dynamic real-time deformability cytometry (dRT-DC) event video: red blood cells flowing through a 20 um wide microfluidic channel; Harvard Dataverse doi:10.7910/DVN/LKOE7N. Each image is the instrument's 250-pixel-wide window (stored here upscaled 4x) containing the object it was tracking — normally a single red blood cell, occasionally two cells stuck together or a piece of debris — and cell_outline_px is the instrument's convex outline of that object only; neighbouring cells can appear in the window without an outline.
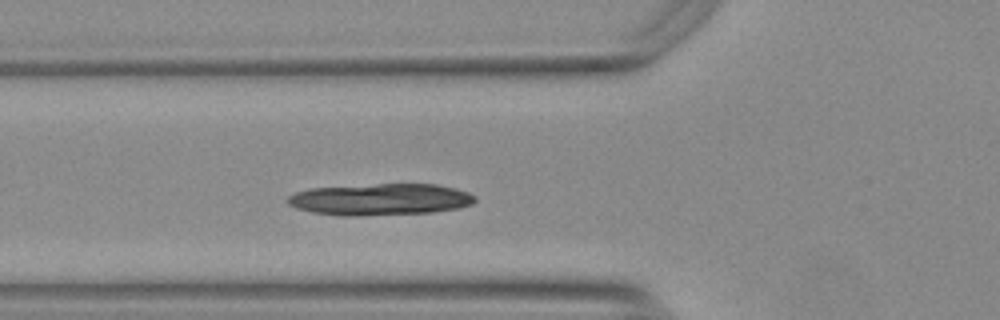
{"species": "Egyptian fruit bat (a non-hibernating species)", "species_latin": "Rousettus aegyptiacus", "temperature_condition": "warm", "stored_images_in_passage": 40, "camera_frame_rate_fps": 3000, "um_per_image_px": 0.085, "animal": {"sex": "female"}, "frame": {"image": 1, "passage_image": 7, "time_ms": 2.0, "image_size_px": [1000, 320], "cell_outline_px": [[476, 200], [472, 204], [456, 208], [432, 212], [356, 216], [340, 216], [312, 212], [296, 208], [288, 204], [284, 200], [288, 196], [296, 192], [312, 188], [376, 184], [436, 184], [456, 188], [468, 192], [476, 196]], "centroid_in_image_um": [32.31, 16.95], "position_along_channel_um": 93.5, "area_um2": 34.62}}
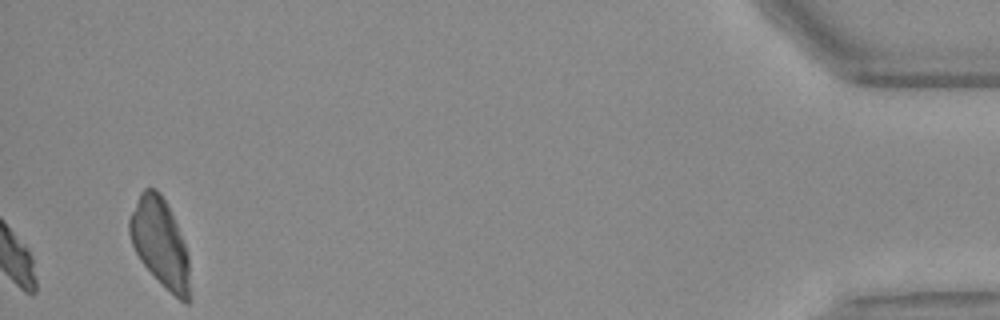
{"frame": {"image": 2, "passage_image": 40, "time_ms": 13.0, "image_size_px": [1000, 320], "cell_outline_px": [[192, 300], [188, 304], [184, 304], [140, 260], [132, 244], [128, 232], [128, 216], [140, 192], [144, 188], [156, 188], [160, 192], [176, 224], [184, 244], [188, 256]], "centroid_in_image_um": [13.61, 20.64], "position_along_channel_um": 421.6, "area_um2": 30.81}, "authors_computed_cell_mechanics": {"area_um2": 19.074, "velocity_mm_per_s": 3.7096, "shape_relaxation_time_tau1_ms": 1.2244, "shape_relaxation_time_tau2_ms": 1.4221, "deformation_change_tau1": 0.156, "deformation_change_tau2": 0.0683}}